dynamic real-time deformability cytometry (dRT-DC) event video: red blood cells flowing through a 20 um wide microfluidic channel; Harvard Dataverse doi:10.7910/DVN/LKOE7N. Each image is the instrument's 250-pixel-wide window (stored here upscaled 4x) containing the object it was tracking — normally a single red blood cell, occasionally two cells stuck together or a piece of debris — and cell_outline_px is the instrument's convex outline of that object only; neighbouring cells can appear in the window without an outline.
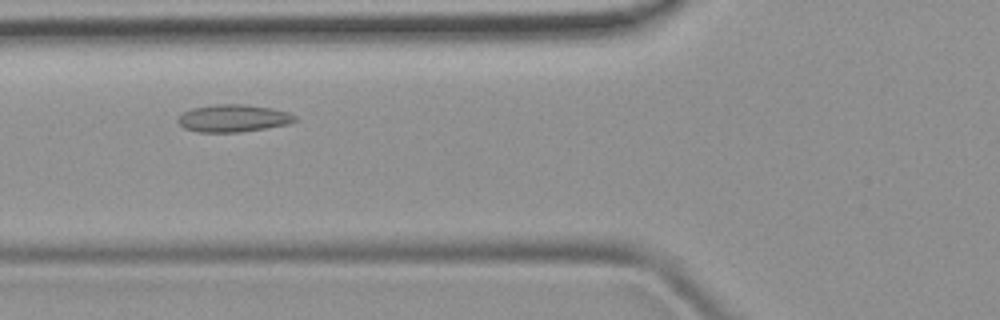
{"species": "common noctule bat (a hibernating species)", "species_latin": "Nyctalus noctula", "temperature_condition": "room temperature", "stored_images_in_passage": 5, "camera_frame_rate_fps": 3000, "um_per_image_px": 0.085, "animal": {"sex": "female", "body_mass_g": 19.9}, "frame": {"image": 1, "passage_image": 3, "time_ms": 2.0, "image_size_px": [1000, 320], "cell_outline_px": [[296, 120], [288, 124], [240, 132], [200, 132], [184, 128], [176, 120], [184, 112], [192, 108], [216, 104], [244, 104], [272, 108], [288, 112], [296, 116]], "centroid_in_image_um": [19.82, 10.04], "position_along_channel_um": 106.0, "area_um2": 18.55}}
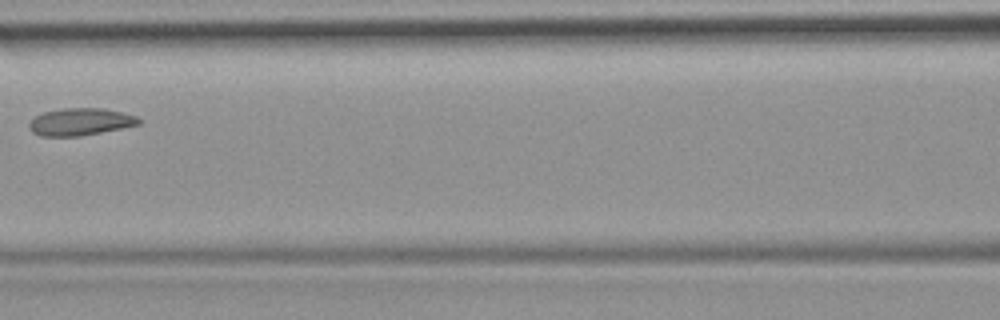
{"frame": {"image": 2, "passage_image": 4, "time_ms": 3.333, "image_size_px": [1000, 320], "cell_outline_px": [[140, 124], [80, 136], [40, 136], [32, 132], [28, 128], [28, 124], [36, 116], [44, 112], [64, 108], [104, 108], [136, 116], [140, 120]], "centroid_in_image_um": [6.79, 10.35], "position_along_channel_um": 159.8, "area_um2": 17.22}}
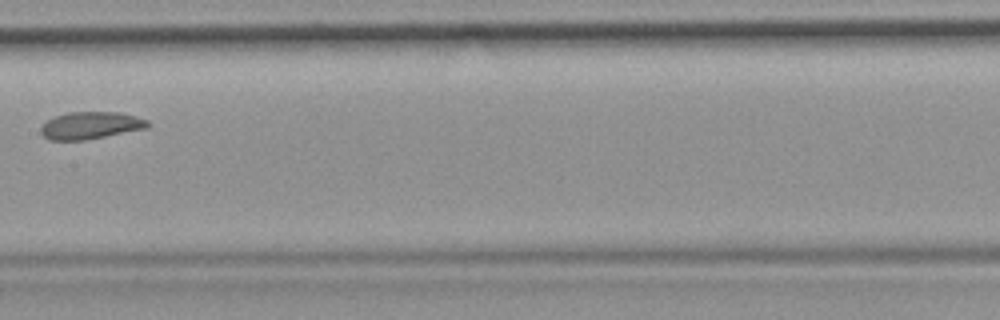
{"frame": {"image": 3, "passage_image": 5, "time_ms": 4.333, "image_size_px": [1000, 320], "cell_outline_px": [[152, 124], [148, 128], [84, 140], [48, 140], [40, 132], [40, 128], [48, 120], [56, 116], [68, 112], [120, 112], [136, 116], [148, 120]], "centroid_in_image_um": [7.74, 10.66], "position_along_channel_um": 199.7, "area_um2": 16.99}}